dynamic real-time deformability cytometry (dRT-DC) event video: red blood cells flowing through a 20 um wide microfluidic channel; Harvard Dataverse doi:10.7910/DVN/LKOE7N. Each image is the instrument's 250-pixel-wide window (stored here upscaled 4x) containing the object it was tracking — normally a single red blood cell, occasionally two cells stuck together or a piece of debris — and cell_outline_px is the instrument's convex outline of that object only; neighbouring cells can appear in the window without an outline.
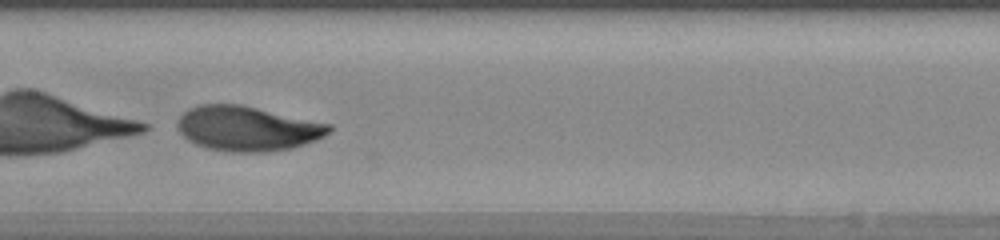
{"species": "human", "species_latin": "Homo sapiens", "temperature_condition": "warm", "stored_images_in_passage": 43, "camera_frame_rate_fps": 3000, "um_per_image_px": 0.085, "donor": {"sex": "female"}, "frame": {"image": 1, "passage_image": 19, "time_ms": 6.0, "image_size_px": [1000, 240], "cell_outline_px": [[332, 128], [324, 136], [316, 140], [292, 148], [268, 152], [232, 152], [208, 148], [196, 144], [188, 140], [176, 128], [176, 124], [180, 116], [184, 112], [200, 104], [240, 104], [332, 124]], "centroid_in_image_um": [21.03, 10.92], "position_along_channel_um": 186.4, "area_um2": 39.54}}
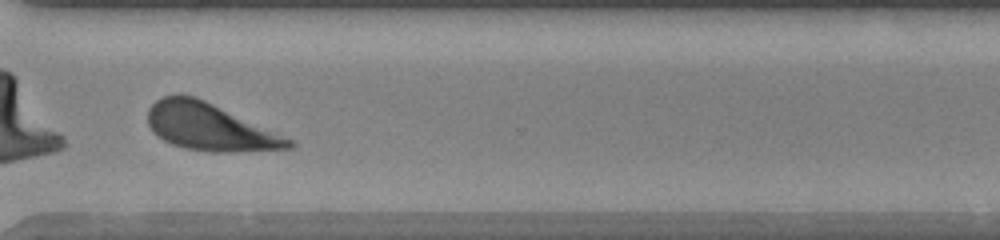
{"frame": {"image": 2, "passage_image": 31, "time_ms": 10.0, "image_size_px": [1000, 240], "cell_outline_px": [[296, 144], [292, 148], [232, 152], [212, 152], [184, 148], [172, 144], [156, 136], [152, 132], [148, 124], [148, 108], [156, 100], [164, 96], [196, 96], [296, 140]], "centroid_in_image_um": [17.86, 10.81], "position_along_channel_um": 352.7, "area_um2": 38.84}}
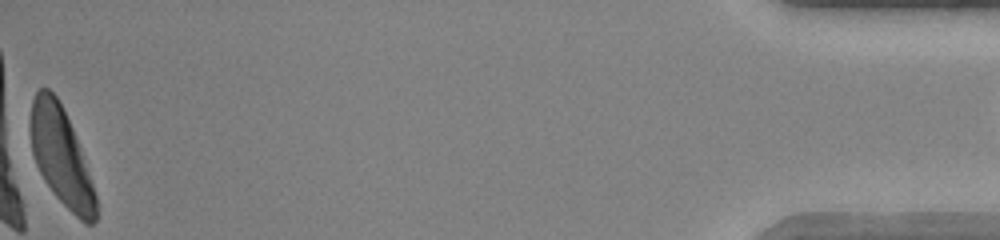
{"frame": {"image": 3, "passage_image": 43, "time_ms": 14.0, "image_size_px": [1000, 240], "cell_outline_px": [[96, 220], [92, 224], [84, 224], [56, 196], [44, 180], [36, 164], [32, 152], [32, 100], [36, 92], [40, 88], [48, 88], [56, 96], [72, 128], [92, 184], [96, 196]], "centroid_in_image_um": [5.2, 13.34], "position_along_channel_um": 430.0, "area_um2": 35.89}, "authors_computed_cell_mechanics": {"area_um2": 39.882, "velocity_mm_per_s": 4.1503, "shape_relaxation_time_tau1_ms": 3.3035, "shape_relaxation_time_tau2_ms": null, "deformation_change_tau1": 0.4447, "deformation_change_tau2": null}}